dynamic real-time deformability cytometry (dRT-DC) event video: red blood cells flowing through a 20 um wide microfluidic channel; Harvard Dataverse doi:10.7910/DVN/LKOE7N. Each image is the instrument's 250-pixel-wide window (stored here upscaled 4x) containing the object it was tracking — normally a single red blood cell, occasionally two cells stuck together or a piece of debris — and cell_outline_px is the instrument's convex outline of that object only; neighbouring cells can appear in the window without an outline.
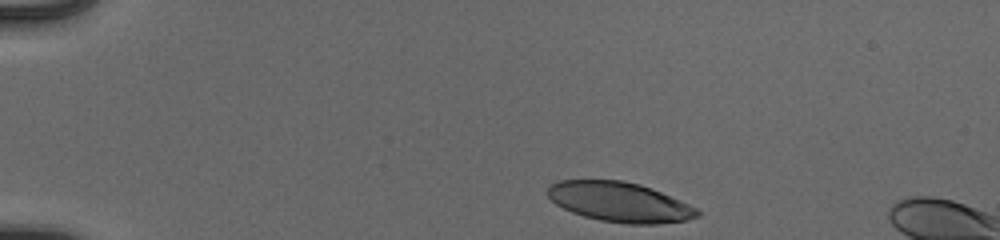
{"species": "human", "species_latin": "Homo sapiens", "temperature_condition": "cold", "stored_images_in_passage": 9, "camera_frame_rate_fps": 3000, "um_per_image_px": 0.085, "donor": {"sex": "male"}, "frame": {"image": 1, "passage_image": 1, "time_ms": 0.0, "image_size_px": [1000, 240], "cell_outline_px": [[700, 216], [688, 220], [656, 224], [628, 224], [600, 220], [584, 216], [572, 212], [556, 204], [548, 196], [548, 188], [552, 184], [560, 180], [620, 180], [640, 184], [652, 188], [680, 200], [696, 208], [700, 212]], "centroid_in_image_um": [52.69, 17.17], "position_along_channel_um": 32.3, "area_um2": 34.56}}